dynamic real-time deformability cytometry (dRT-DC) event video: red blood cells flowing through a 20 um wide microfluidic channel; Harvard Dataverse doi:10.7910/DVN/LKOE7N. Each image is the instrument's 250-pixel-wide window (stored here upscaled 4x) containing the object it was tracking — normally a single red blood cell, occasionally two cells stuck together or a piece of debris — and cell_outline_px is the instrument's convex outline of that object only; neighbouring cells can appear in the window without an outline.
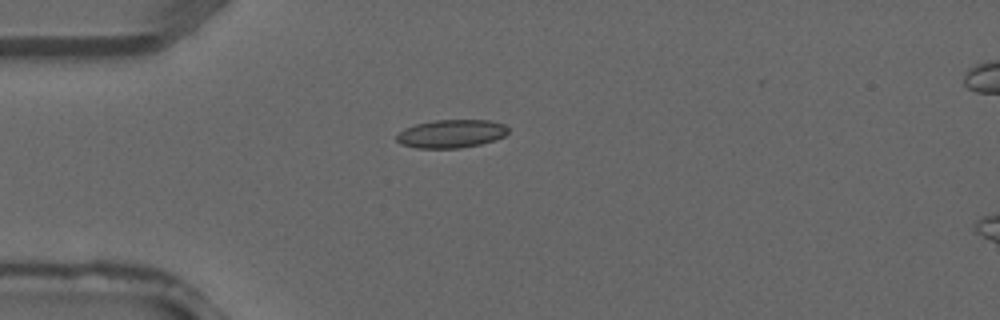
{"species": "common noctule bat (a hibernating species)", "species_latin": "Nyctalus noctula", "temperature_condition": "warm", "stored_images_in_passage": 4, "camera_frame_rate_fps": 3000, "um_per_image_px": 0.085, "animal": {"sex": "male", "forearm_length_mm": 52.5}, "frame": {"image": 1, "passage_image": 3, "time_ms": 0.667, "image_size_px": [1000, 320], "cell_outline_px": [[508, 132], [504, 136], [480, 144], [460, 148], [416, 148], [400, 144], [396, 140], [396, 136], [404, 128], [416, 124], [432, 120], [492, 120], [504, 124], [508, 128]], "centroid_in_image_um": [38.34, 11.36], "position_along_channel_um": 46.7, "area_um2": 18.38}}